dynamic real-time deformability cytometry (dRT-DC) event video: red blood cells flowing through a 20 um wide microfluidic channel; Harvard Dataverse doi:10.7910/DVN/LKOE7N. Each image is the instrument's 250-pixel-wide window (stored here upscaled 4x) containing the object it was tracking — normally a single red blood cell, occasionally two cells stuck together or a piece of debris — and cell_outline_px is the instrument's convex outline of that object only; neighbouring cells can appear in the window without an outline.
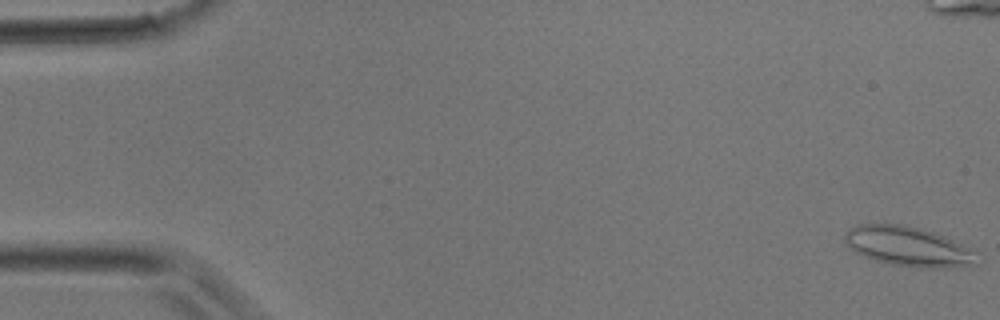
{"species": "common noctule bat (a hibernating species)", "species_latin": "Nyctalus noctula", "temperature_condition": "room temperature", "stored_images_in_passage": 41, "camera_frame_rate_fps": 3000, "um_per_image_px": 0.085, "animal": {"sex": "male", "body_mass_g": 17.9}, "frame": {"image": 1, "passage_image": 1, "time_ms": 0.0, "image_size_px": [1000, 320], "cell_outline_px": [[980, 264], [952, 268], [916, 268], [892, 264], [876, 260], [864, 256], [856, 252], [844, 240], [844, 236], [852, 228], [860, 224], [904, 224], [920, 228], [944, 236], [976, 252]], "centroid_in_image_um": [77.26, 20.97], "position_along_channel_um": 7.7, "area_um2": 30.4}}
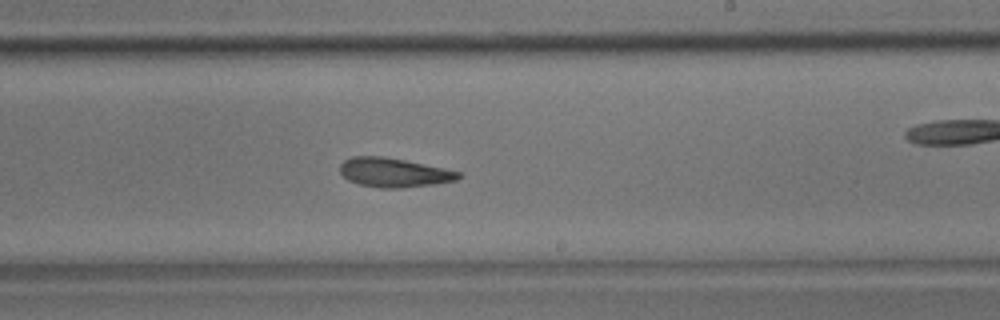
{"frame": {"image": 2, "passage_image": 24, "time_ms": 7.667, "image_size_px": [1000, 320], "cell_outline_px": [[464, 176], [456, 180], [432, 184], [400, 188], [380, 188], [360, 184], [348, 180], [340, 172], [340, 164], [344, 160], [352, 156], [380, 156], [404, 160], [444, 168], [460, 172]], "centroid_in_image_um": [33.47, 14.66], "position_along_channel_um": 255.5, "area_um2": 20.0}}
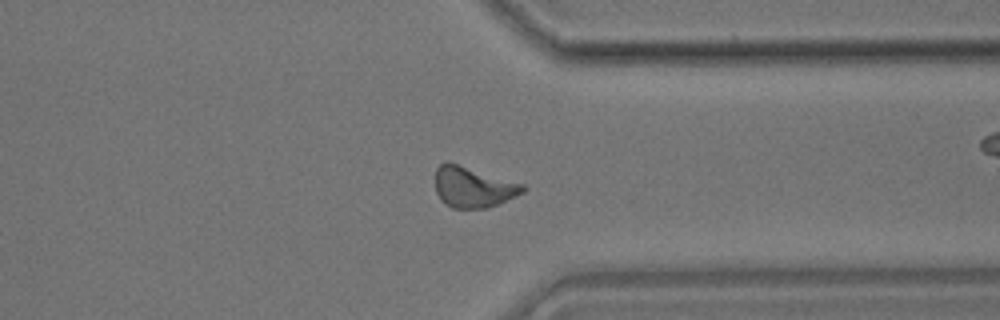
{"frame": {"image": 3, "passage_image": 31, "time_ms": 10.0, "image_size_px": [1000, 320], "cell_outline_px": [[524, 192], [516, 196], [488, 208], [452, 208], [444, 204], [440, 200], [436, 192], [436, 168], [440, 164], [448, 160], [524, 184]], "centroid_in_image_um": [40.19, 15.89], "position_along_channel_um": 371.2, "area_um2": 20.98}}